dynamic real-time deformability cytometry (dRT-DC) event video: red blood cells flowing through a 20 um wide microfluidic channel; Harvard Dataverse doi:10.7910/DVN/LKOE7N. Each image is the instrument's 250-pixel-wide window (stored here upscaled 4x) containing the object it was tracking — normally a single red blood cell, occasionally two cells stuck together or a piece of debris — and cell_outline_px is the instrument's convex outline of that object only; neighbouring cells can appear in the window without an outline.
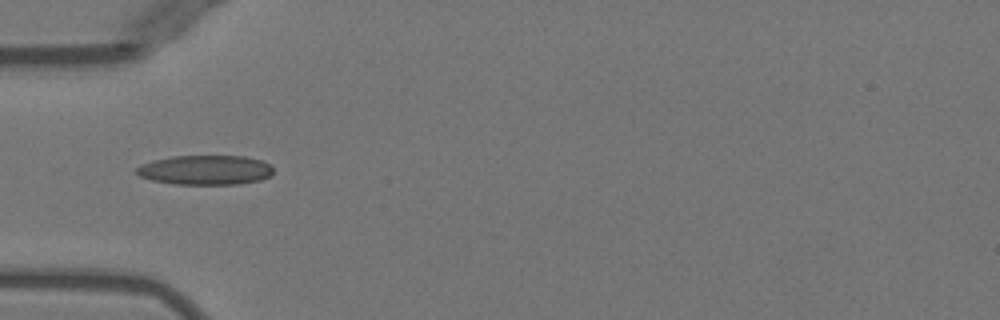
{"species": "Egyptian fruit bat (a non-hibernating species)", "species_latin": "Rousettus aegyptiacus", "temperature_condition": "warm", "stored_images_in_passage": 35, "camera_frame_rate_fps": 3000, "um_per_image_px": 0.085, "animal": {"sex": "female"}, "frame": {"image": 1, "passage_image": 1, "time_ms": 0.0, "image_size_px": [1000, 320], "cell_outline_px": [[272, 172], [268, 176], [260, 180], [236, 184], [172, 184], [152, 180], [140, 176], [136, 172], [136, 168], [140, 164], [152, 160], [172, 156], [244, 156], [260, 160], [272, 164]], "centroid_in_image_um": [17.43, 14.44], "position_along_channel_um": 67.6, "area_um2": 23.58}}
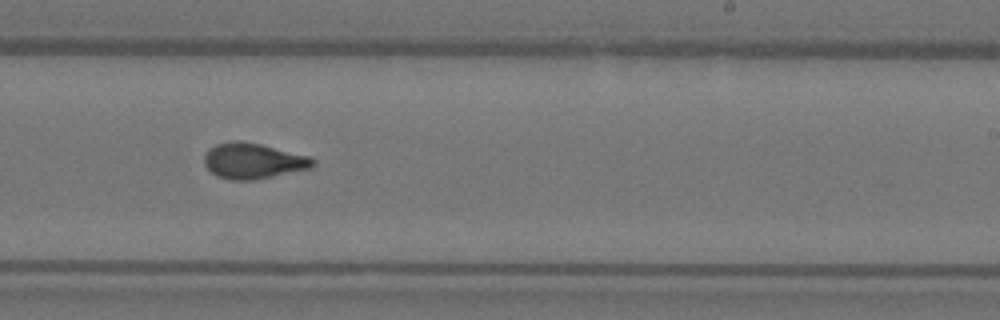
{"frame": {"image": 2, "passage_image": 16, "time_ms": 5.0, "image_size_px": [1000, 320], "cell_outline_px": [[316, 164], [312, 168], [252, 180], [232, 180], [216, 176], [204, 164], [204, 156], [208, 148], [216, 144], [232, 140], [240, 140], [260, 144], [308, 156], [316, 160]], "centroid_in_image_um": [21.5, 13.67], "position_along_channel_um": 267.5, "area_um2": 22.54}}
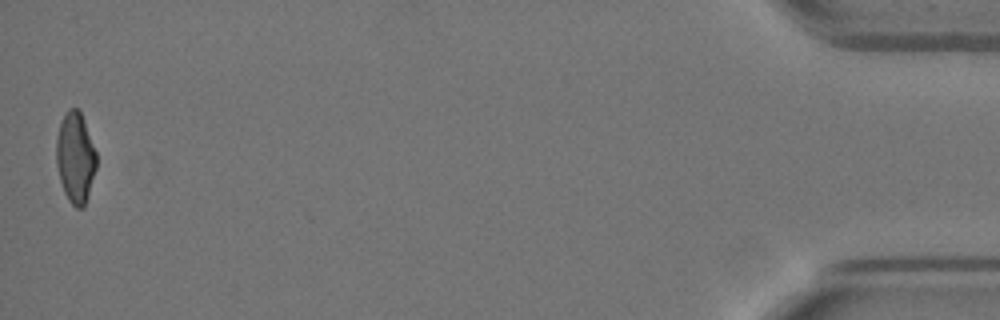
{"frame": {"image": 3, "passage_image": 35, "time_ms": 11.333, "image_size_px": [1000, 320], "cell_outline_px": [[96, 168], [88, 196], [84, 208], [76, 208], [68, 200], [64, 192], [60, 180], [56, 164], [56, 136], [64, 112], [68, 108], [76, 108], [80, 112], [84, 120], [96, 152]], "centroid_in_image_um": [6.39, 13.4], "position_along_channel_um": 428.8, "area_um2": 21.27}, "authors_computed_cell_mechanics": {"area_um2": 21.8484, "velocity_mm_per_s": 3.9917, "shape_relaxation_time_tau1_ms": 7.4999, "shape_relaxation_time_tau2_ms": 0.9603, "deformation_change_tau1": 0.231, "deformation_change_tau2": 0.0712}}